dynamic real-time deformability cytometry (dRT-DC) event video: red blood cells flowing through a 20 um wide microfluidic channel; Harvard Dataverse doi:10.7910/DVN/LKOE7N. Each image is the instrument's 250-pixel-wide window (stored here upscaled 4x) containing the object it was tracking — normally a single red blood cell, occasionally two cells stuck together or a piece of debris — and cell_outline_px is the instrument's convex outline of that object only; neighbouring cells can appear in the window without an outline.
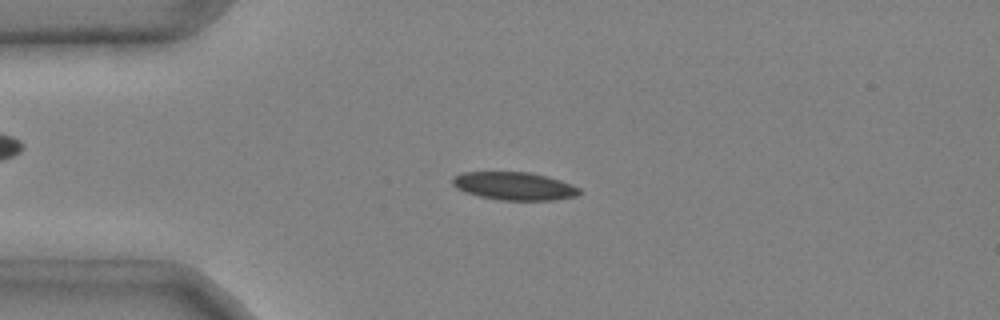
{"species": "common noctule bat (a hibernating species)", "species_latin": "Nyctalus noctula", "temperature_condition": "cold", "stored_images_in_passage": 47, "camera_frame_rate_fps": 3000, "um_per_image_px": 0.085, "animal": {"sex": "male", "body_mass_g": 20.4}, "frame": {"image": 1, "passage_image": 11, "time_ms": 3.333, "image_size_px": [1000, 320], "cell_outline_px": [[584, 192], [576, 196], [552, 200], [500, 200], [480, 196], [456, 188], [452, 184], [452, 176], [460, 172], [528, 172], [560, 180], [572, 184], [580, 188]], "centroid_in_image_um": [43.72, 15.81], "position_along_channel_um": 41.3, "area_um2": 20.69}}
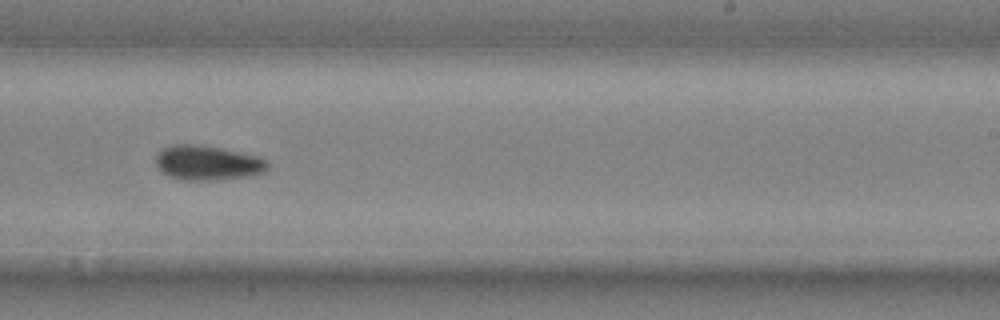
{"frame": {"image": 2, "passage_image": 30, "time_ms": 9.667, "image_size_px": [1000, 320], "cell_outline_px": [[268, 168], [264, 172], [248, 176], [212, 180], [184, 180], [168, 176], [160, 172], [156, 164], [156, 156], [160, 148], [168, 144], [192, 144], [220, 148], [256, 156], [268, 160]], "centroid_in_image_um": [17.58, 13.84], "position_along_channel_um": 271.4, "area_um2": 22.66}}
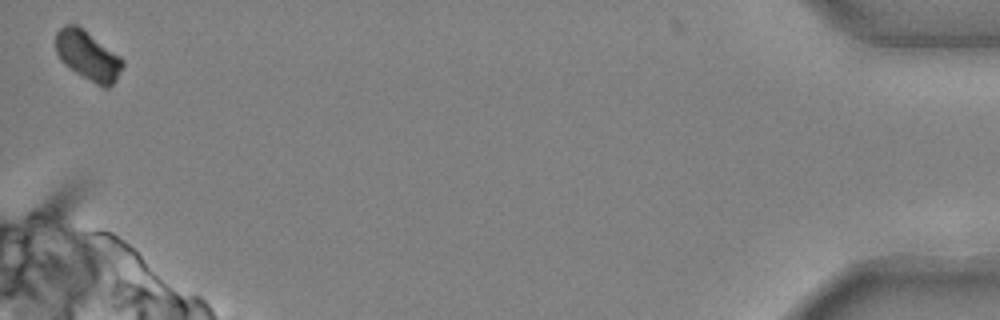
{"frame": {"image": 3, "passage_image": 47, "time_ms": 15.333, "image_size_px": [1000, 320], "cell_outline_px": [[124, 64], [116, 80], [108, 88], [104, 88], [96, 84], [76, 72], [64, 64], [60, 60], [56, 52], [56, 32], [64, 24], [76, 24], [120, 56], [124, 60]], "centroid_in_image_um": [7.46, 4.73], "position_along_channel_um": 427.7, "area_um2": 19.02}, "authors_computed_cell_mechanics": {"area_um2": 21.4438, "velocity_mm_per_s": 3.9792, "shape_relaxation_time_tau1_ms": 4.594, "shape_relaxation_time_tau2_ms": 9.8475, "deformation_change_tau1": 0.1236, "deformation_change_tau2": 0.1044}}